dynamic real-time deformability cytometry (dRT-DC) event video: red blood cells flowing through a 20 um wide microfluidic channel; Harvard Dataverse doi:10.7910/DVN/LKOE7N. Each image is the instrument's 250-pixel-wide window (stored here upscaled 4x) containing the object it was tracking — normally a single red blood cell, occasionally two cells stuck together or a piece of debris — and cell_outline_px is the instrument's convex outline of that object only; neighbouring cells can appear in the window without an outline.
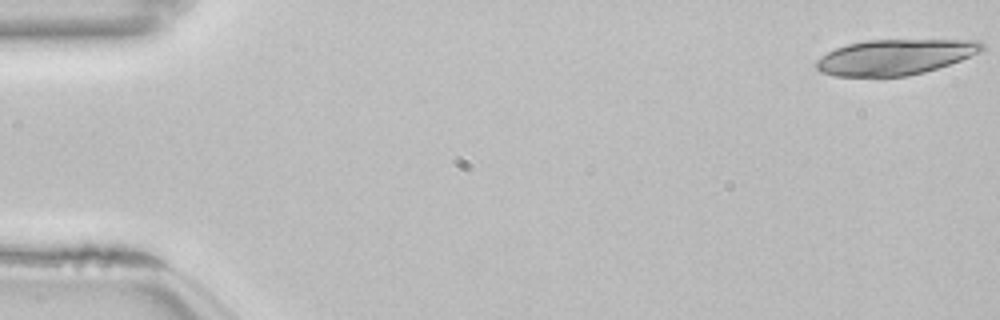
{"species": "common noctule bat (a hibernating species)", "species_latin": "Nyctalus noctula", "temperature_condition": "room temperature", "stored_images_in_passage": 19, "camera_frame_rate_fps": 3000, "um_per_image_px": 0.085, "animal": {"sex": "female", "body_mass_g": 22.7, "forearm_length_mm": 54.2}, "frame": {"image": 1, "passage_image": 1, "time_ms": 0.0, "image_size_px": [1000, 320], "cell_outline_px": [[984, 48], [980, 52], [960, 60], [924, 72], [908, 76], [880, 80], [876, 80], [836, 76], [820, 72], [816, 68], [816, 60], [828, 52], [836, 48], [848, 44], [868, 40], [980, 40], [984, 44]], "centroid_in_image_um": [76.02, 4.9], "position_along_channel_um": 9.0, "area_um2": 35.08}}